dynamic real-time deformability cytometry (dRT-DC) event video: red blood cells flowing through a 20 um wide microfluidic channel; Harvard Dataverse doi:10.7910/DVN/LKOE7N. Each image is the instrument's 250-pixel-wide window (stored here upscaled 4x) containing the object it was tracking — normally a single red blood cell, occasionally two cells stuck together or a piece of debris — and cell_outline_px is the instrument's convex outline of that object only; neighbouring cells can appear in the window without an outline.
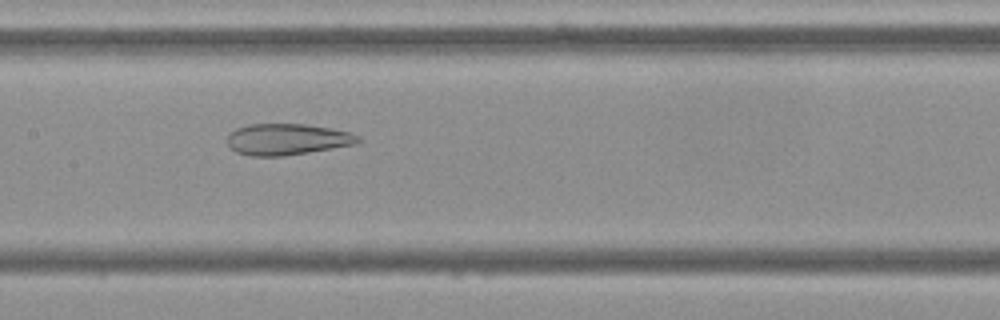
{"species": "Egyptian fruit bat (a non-hibernating species)", "species_latin": "Rousettus aegyptiacus", "temperature_condition": "cold", "stored_images_in_passage": 55, "camera_frame_rate_fps": 3000, "um_per_image_px": 0.085, "frame": {"image": 1, "passage_image": 26, "time_ms": 8.333, "image_size_px": [1000, 320], "cell_outline_px": [[364, 140], [356, 144], [308, 152], [280, 156], [248, 156], [236, 152], [228, 148], [228, 136], [236, 128], [248, 124], [304, 124], [332, 128], [352, 132], [360, 136]], "centroid_in_image_um": [24.43, 11.84], "position_along_channel_um": 183.0, "area_um2": 24.04}}
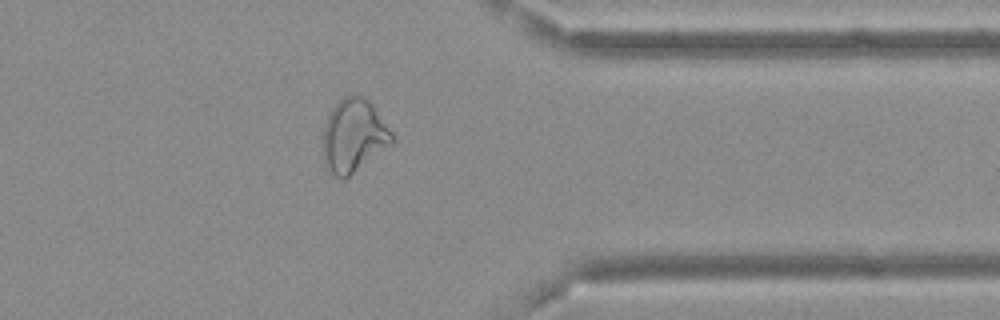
{"frame": {"image": 2, "passage_image": 43, "time_ms": 14.0, "image_size_px": [1000, 320], "cell_outline_px": [[392, 144], [348, 176], [336, 176], [328, 168], [324, 156], [324, 124], [332, 108], [348, 92], [360, 96], [368, 100], [372, 104], [392, 132]], "centroid_in_image_um": [30.07, 11.47], "position_along_channel_um": 381.3, "area_um2": 28.67}}
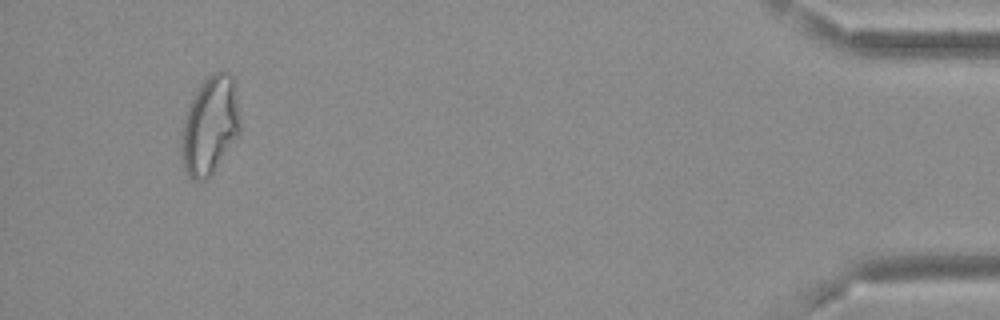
{"frame": {"image": 3, "passage_image": 51, "time_ms": 16.667, "image_size_px": [1000, 320], "cell_outline_px": [[240, 132], [212, 172], [204, 180], [192, 180], [188, 176], [184, 168], [180, 152], [180, 132], [184, 116], [200, 84], [212, 72], [224, 68], [236, 80]], "centroid_in_image_um": [17.83, 10.61], "position_along_channel_um": 417.4, "area_um2": 33.81}}